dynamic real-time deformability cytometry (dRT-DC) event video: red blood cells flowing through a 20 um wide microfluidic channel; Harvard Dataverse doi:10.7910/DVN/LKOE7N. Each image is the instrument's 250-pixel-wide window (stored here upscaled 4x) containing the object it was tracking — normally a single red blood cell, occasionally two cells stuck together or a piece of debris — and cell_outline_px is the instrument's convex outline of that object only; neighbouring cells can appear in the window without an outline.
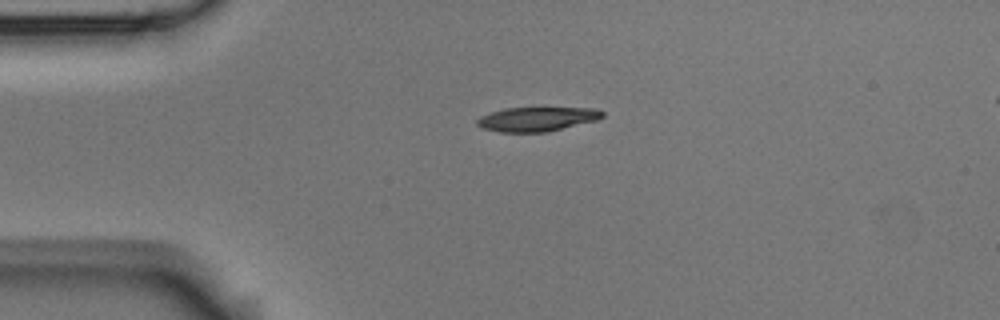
{"species": "Egyptian fruit bat (a non-hibernating species)", "species_latin": "Rousettus aegyptiacus", "temperature_condition": "room temperature", "stored_images_in_passage": 3, "camera_frame_rate_fps": 3000, "um_per_image_px": 0.085, "animal": {"sex": "male"}, "frame": {"image": 1, "passage_image": 1, "time_ms": 0.0, "image_size_px": [1000, 320], "cell_outline_px": [[604, 116], [596, 120], [548, 132], [500, 132], [484, 128], [476, 124], [476, 120], [480, 116], [504, 108], [596, 108], [604, 112]], "centroid_in_image_um": [45.65, 10.12], "position_along_channel_um": 39.4, "area_um2": 17.63}}
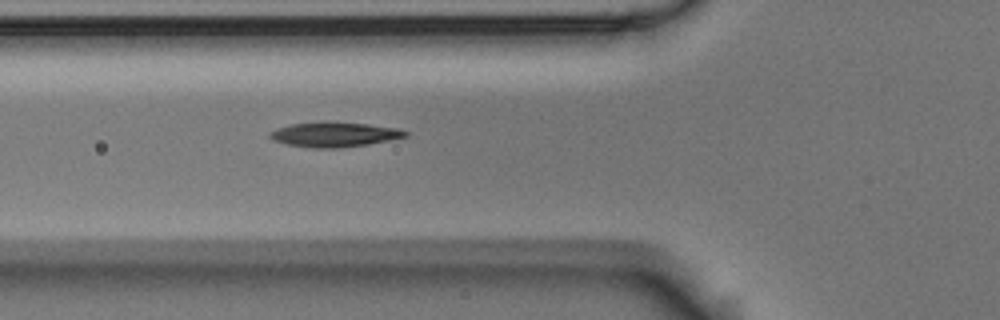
{"frame": {"image": 2, "passage_image": 3, "time_ms": 0.667, "image_size_px": [1000, 320], "cell_outline_px": [[408, 136], [368, 144], [340, 148], [312, 148], [288, 144], [272, 140], [268, 136], [268, 132], [276, 128], [292, 124], [324, 120], [368, 124], [400, 128], [408, 132]], "centroid_in_image_um": [28.4, 11.41], "position_along_channel_um": 97.4, "area_um2": 19.94}}